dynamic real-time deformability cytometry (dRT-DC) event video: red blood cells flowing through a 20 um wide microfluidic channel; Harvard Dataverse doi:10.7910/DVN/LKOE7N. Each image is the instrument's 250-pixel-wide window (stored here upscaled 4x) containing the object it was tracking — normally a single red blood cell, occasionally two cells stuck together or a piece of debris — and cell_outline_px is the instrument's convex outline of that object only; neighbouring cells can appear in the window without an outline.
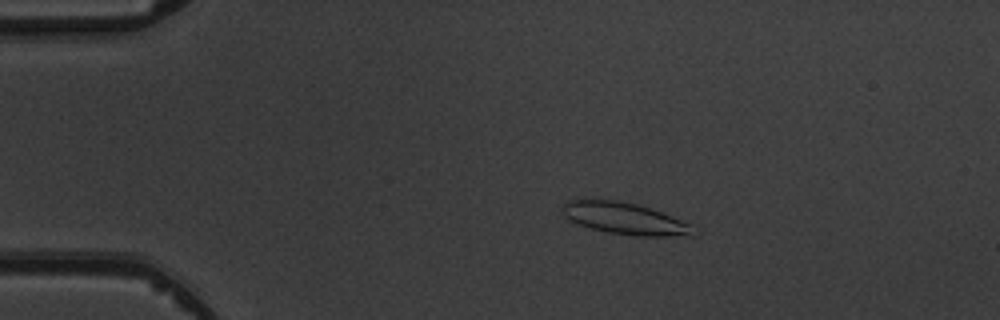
{"species": "common noctule bat (a hibernating species)", "species_latin": "Nyctalus noctula", "temperature_condition": "warm", "stored_images_in_passage": 4, "camera_frame_rate_fps": 3000, "um_per_image_px": 0.085, "animal": {"sex": "male", "body_mass_g": 19.5, "forearm_length_mm": 54.6}, "frame": {"image": 1, "passage_image": 2, "time_ms": 1.333, "image_size_px": [1000, 320], "cell_outline_px": [[692, 236], [636, 236], [608, 232], [592, 228], [568, 220], [560, 212], [564, 204], [568, 200], [616, 200], [636, 204], [672, 216], [692, 224]], "centroid_in_image_um": [53.08, 18.58], "position_along_channel_um": 31.9, "area_um2": 23.93}}